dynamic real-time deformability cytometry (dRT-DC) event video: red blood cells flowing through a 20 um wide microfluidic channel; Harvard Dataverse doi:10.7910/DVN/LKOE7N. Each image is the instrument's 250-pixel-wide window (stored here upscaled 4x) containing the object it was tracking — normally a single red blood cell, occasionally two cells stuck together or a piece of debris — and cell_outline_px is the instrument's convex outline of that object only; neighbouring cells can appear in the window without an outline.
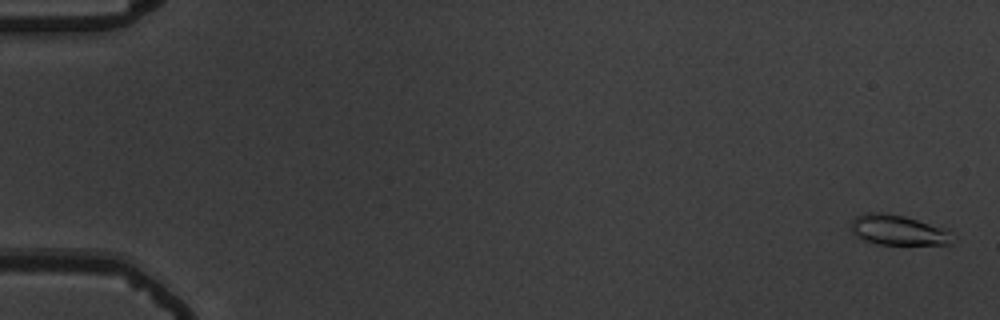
{"species": "common noctule bat (a hibernating species)", "species_latin": "Nyctalus noctula", "temperature_condition": "warm", "stored_images_in_passage": 57, "camera_frame_rate_fps": 3000, "um_per_image_px": 0.085, "animal": {"sex": "male", "body_mass_g": 19.5, "forearm_length_mm": 54.6}, "frame": {"image": 1, "passage_image": 2, "time_ms": 0.333, "image_size_px": [1000, 320], "cell_outline_px": [[948, 244], [876, 244], [864, 240], [856, 236], [852, 232], [852, 220], [856, 216], [868, 212], [884, 212], [904, 216], [948, 228]], "centroid_in_image_um": [76.27, 19.53], "position_along_channel_um": 8.7, "area_um2": 17.57}}
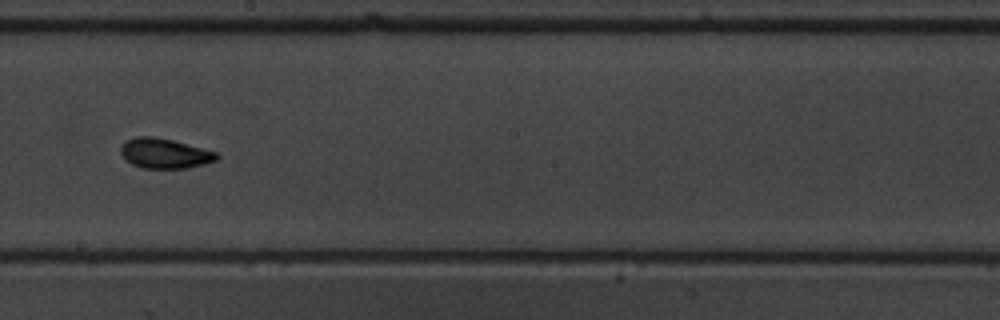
{"frame": {"image": 2, "passage_image": 34, "time_ms": 11.0, "image_size_px": [1000, 320], "cell_outline_px": [[220, 156], [216, 160], [204, 164], [188, 168], [144, 168], [132, 164], [120, 152], [120, 148], [128, 140], [136, 136], [152, 136], [172, 140], [216, 152]], "centroid_in_image_um": [14.01, 13.04], "position_along_channel_um": 234.2, "area_um2": 16.47}}
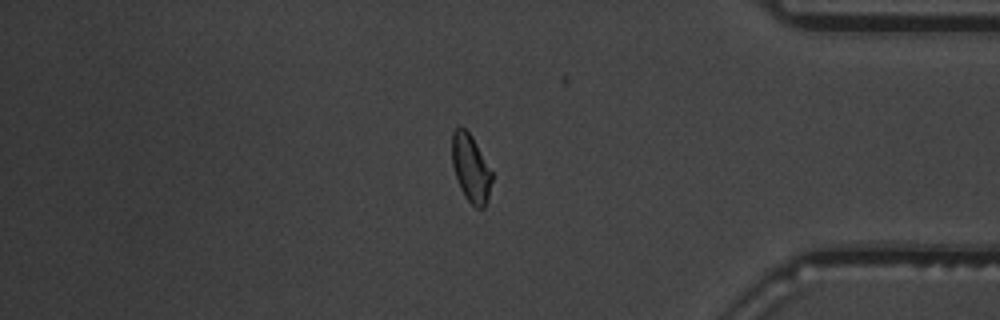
{"frame": {"image": 3, "passage_image": 49, "time_ms": 16.0, "image_size_px": [1000, 320], "cell_outline_px": [[492, 180], [488, 200], [484, 208], [476, 208], [464, 196], [460, 188], [452, 164], [452, 132], [456, 128], [464, 128], [472, 136], [492, 172]], "centroid_in_image_um": [40.02, 14.32], "position_along_channel_um": 395.2, "area_um2": 15.61}, "authors_computed_cell_mechanics": {"area_um2": 16.2418, "velocity_mm_per_s": 3.6705, "shape_relaxation_time_tau1_ms": 5.7677, "shape_relaxation_time_tau2_ms": 1.9118, "deformation_change_tau1": 0.1708, "deformation_change_tau2": 0.078}}